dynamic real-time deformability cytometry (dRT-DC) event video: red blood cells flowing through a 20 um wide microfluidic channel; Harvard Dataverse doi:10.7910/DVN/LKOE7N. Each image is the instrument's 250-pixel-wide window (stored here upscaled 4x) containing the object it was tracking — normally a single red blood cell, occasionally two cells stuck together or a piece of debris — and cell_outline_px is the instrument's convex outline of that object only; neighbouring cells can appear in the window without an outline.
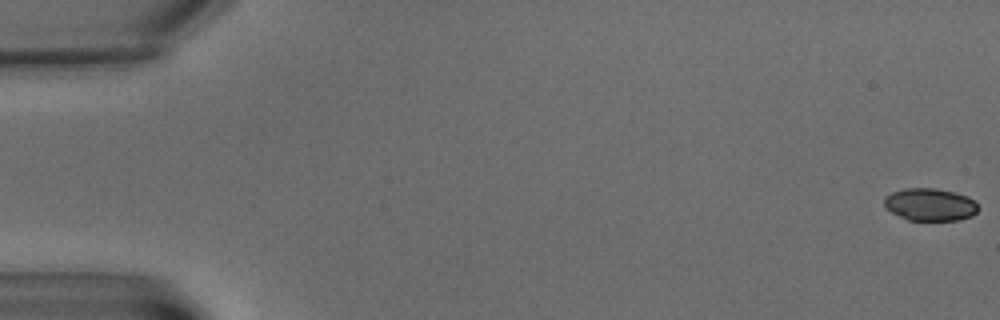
{"species": "common noctule bat (a hibernating species)", "species_latin": "Nyctalus noctula", "temperature_condition": "warm", "stored_images_in_passage": 10, "camera_frame_rate_fps": 3000, "um_per_image_px": 0.085, "animal": {"sex": "male", "body_mass_g": 15.6}, "frame": {"image": 1, "passage_image": 1, "time_ms": 0.0, "image_size_px": [1000, 320], "cell_outline_px": [[980, 208], [972, 216], [956, 220], [908, 220], [892, 212], [884, 204], [884, 196], [892, 192], [904, 188], [936, 188], [968, 196]], "centroid_in_image_um": [79.05, 17.38], "position_along_channel_um": 6.0, "area_um2": 17.69}}
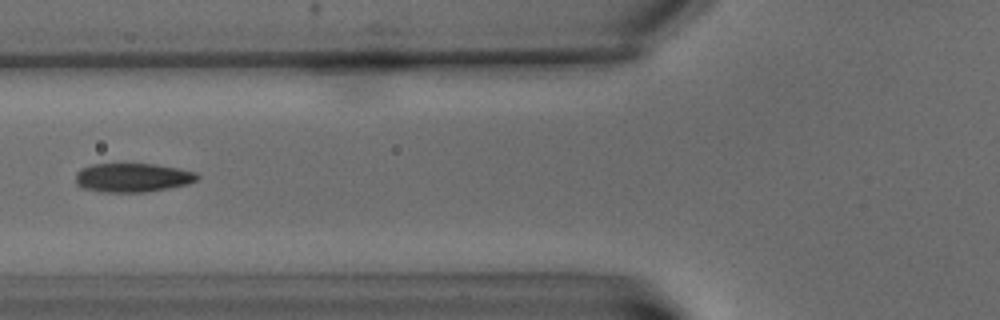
{"frame": {"image": 2, "passage_image": 8, "time_ms": 9.333, "image_size_px": [1000, 320], "cell_outline_px": [[200, 176], [196, 180], [188, 184], [168, 188], [144, 192], [100, 192], [80, 188], [76, 184], [76, 172], [80, 168], [92, 164], [156, 164], [196, 172]], "centroid_in_image_um": [11.22, 15.1], "position_along_channel_um": 114.6, "area_um2": 20.63}}
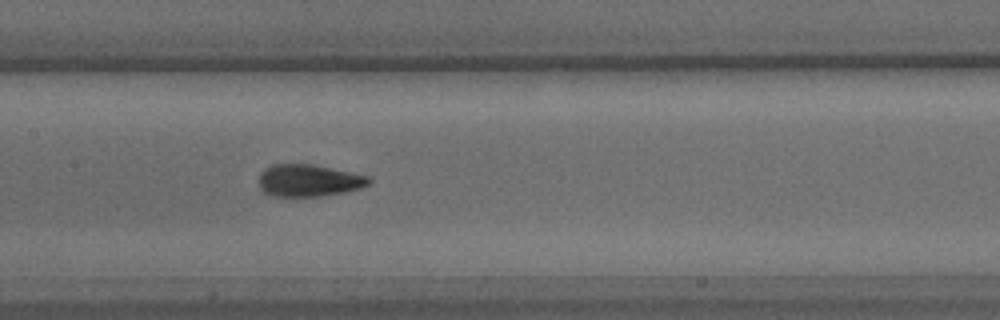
{"frame": {"image": 3, "passage_image": 10, "time_ms": 11.667, "image_size_px": [1000, 320], "cell_outline_px": [[372, 180], [368, 184], [360, 188], [344, 192], [320, 196], [272, 196], [264, 192], [260, 188], [260, 172], [264, 168], [272, 164], [316, 164], [368, 176]], "centroid_in_image_um": [26.23, 15.33], "position_along_channel_um": 181.2, "area_um2": 20.63}}